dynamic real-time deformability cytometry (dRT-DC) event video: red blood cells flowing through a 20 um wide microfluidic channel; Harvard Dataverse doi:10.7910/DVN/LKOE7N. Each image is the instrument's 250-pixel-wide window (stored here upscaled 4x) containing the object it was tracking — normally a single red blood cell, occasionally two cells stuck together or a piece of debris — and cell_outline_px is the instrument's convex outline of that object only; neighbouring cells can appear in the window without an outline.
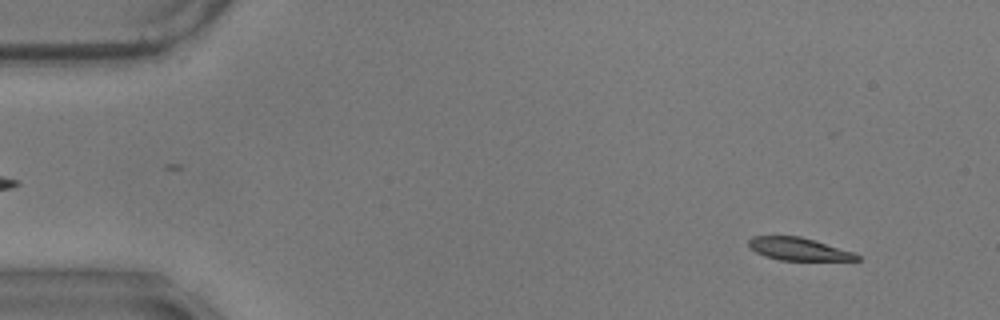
{"species": "common noctule bat (a hibernating species)", "species_latin": "Nyctalus noctula", "temperature_condition": "warm", "stored_images_in_passage": 57, "camera_frame_rate_fps": 3000, "um_per_image_px": 0.085, "animal": {"sex": "male", "body_mass_g": 17.9}, "frame": {"image": 1, "passage_image": 5, "time_ms": 1.333, "image_size_px": [1000, 320], "cell_outline_px": [[860, 260], [780, 260], [764, 256], [756, 252], [748, 244], [748, 240], [752, 236], [800, 236], [852, 252], [860, 256]], "centroid_in_image_um": [67.83, 21.17], "position_along_channel_um": 17.2, "area_um2": 14.05}}
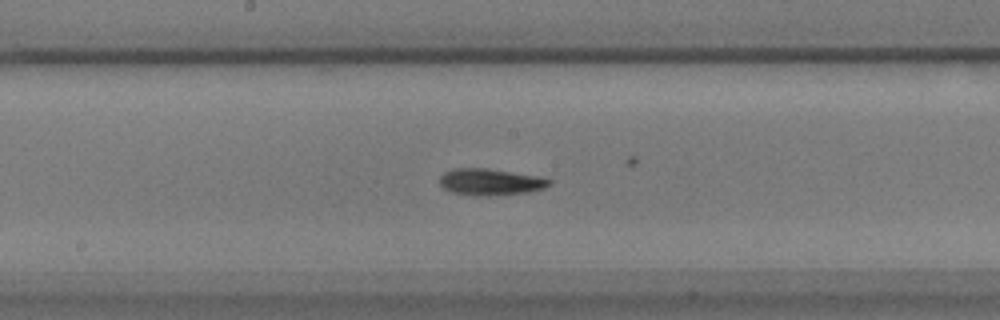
{"frame": {"image": 2, "passage_image": 30, "time_ms": 9.667, "image_size_px": [1000, 320], "cell_outline_px": [[552, 184], [544, 188], [528, 192], [476, 196], [452, 192], [444, 188], [440, 184], [440, 176], [444, 172], [452, 168], [488, 168], [536, 176], [552, 180]], "centroid_in_image_um": [41.66, 15.45], "position_along_channel_um": 206.5, "area_um2": 16.82}}
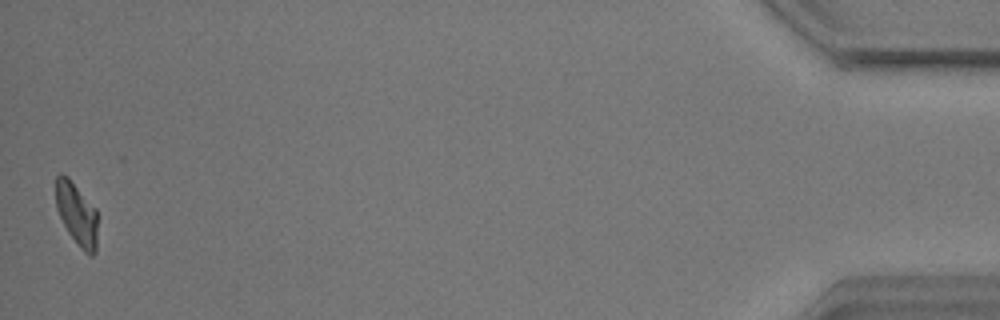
{"frame": {"image": 3, "passage_image": 57, "time_ms": 18.667, "image_size_px": [1000, 320], "cell_outline_px": [[96, 252], [92, 256], [84, 252], [80, 248], [68, 232], [56, 208], [56, 176], [60, 172], [68, 176], [96, 208]], "centroid_in_image_um": [6.51, 18.16], "position_along_channel_um": 428.7, "area_um2": 15.2}, "authors_computed_cell_mechanics": {"area_um2": 16.1262, "velocity_mm_per_s": 3.4826, "shape_relaxation_time_tau1_ms": 4.9306, "shape_relaxation_time_tau2_ms": null, "deformation_change_tau1": 0.1445, "deformation_change_tau2": null}}